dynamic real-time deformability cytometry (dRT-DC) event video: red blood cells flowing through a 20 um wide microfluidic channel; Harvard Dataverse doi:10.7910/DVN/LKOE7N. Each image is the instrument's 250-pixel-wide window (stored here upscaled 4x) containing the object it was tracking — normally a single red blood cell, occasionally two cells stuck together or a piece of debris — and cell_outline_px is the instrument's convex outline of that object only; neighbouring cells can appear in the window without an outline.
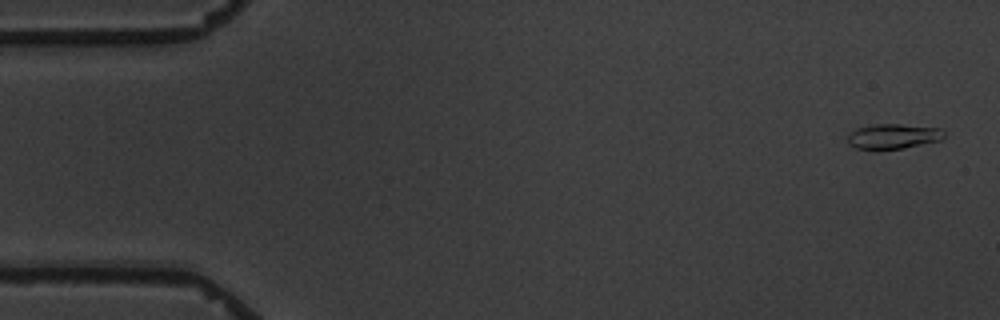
{"species": "common noctule bat (a hibernating species)", "species_latin": "Nyctalus noctula", "temperature_condition": "warm", "stored_images_in_passage": 5, "camera_frame_rate_fps": 3000, "um_per_image_px": 0.085, "animal": {"sex": "male", "body_mass_g": 19.5, "forearm_length_mm": 54.6}, "frame": {"image": 1, "passage_image": 1, "time_ms": 0.0, "image_size_px": [1000, 320], "cell_outline_px": [[944, 136], [940, 140], [904, 148], [856, 148], [848, 144], [848, 132], [856, 128], [876, 124], [900, 124], [940, 128], [944, 132]], "centroid_in_image_um": [75.9, 11.57], "position_along_channel_um": 9.1, "area_um2": 13.81}}